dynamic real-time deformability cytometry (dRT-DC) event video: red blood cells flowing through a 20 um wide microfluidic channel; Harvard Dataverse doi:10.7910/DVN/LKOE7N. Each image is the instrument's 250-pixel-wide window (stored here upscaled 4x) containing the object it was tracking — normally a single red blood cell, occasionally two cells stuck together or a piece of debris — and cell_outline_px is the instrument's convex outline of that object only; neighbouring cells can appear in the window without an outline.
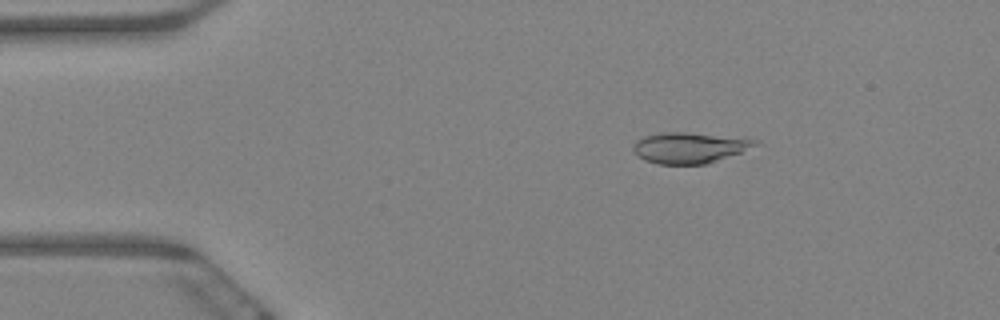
{"species": "Egyptian fruit bat (a non-hibernating species)", "species_latin": "Rousettus aegyptiacus", "temperature_condition": "warm", "stored_images_in_passage": 60, "camera_frame_rate_fps": 3000, "um_per_image_px": 0.085, "animal": {"sex": "female"}, "frame": {"image": 1, "passage_image": 10, "time_ms": 3.0, "image_size_px": [1000, 320], "cell_outline_px": [[760, 144], [740, 152], [708, 164], [660, 164], [644, 160], [632, 148], [636, 140], [644, 136], [664, 132], [688, 132], [756, 140]], "centroid_in_image_um": [58.58, 12.56], "position_along_channel_um": 26.4, "area_um2": 21.56}}
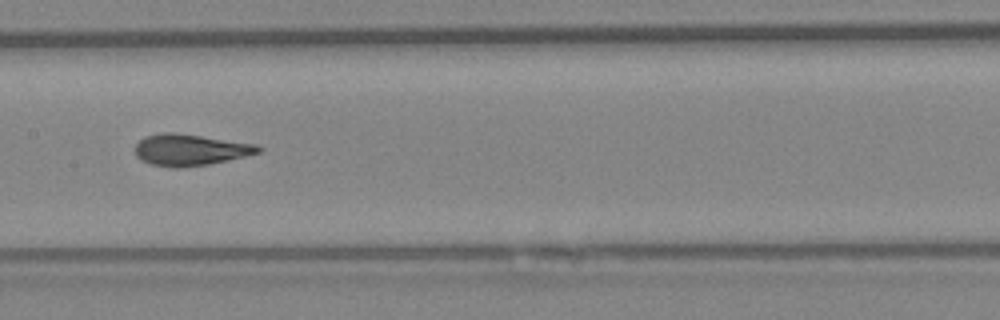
{"frame": {"image": 2, "passage_image": 30, "time_ms": 9.667, "image_size_px": [1000, 320], "cell_outline_px": [[264, 148], [260, 152], [228, 160], [208, 164], [180, 168], [172, 168], [152, 164], [140, 160], [136, 156], [136, 144], [144, 136], [164, 132], [172, 132], [256, 144]], "centroid_in_image_um": [16.15, 12.74], "position_along_channel_um": 191.3, "area_um2": 22.43}}
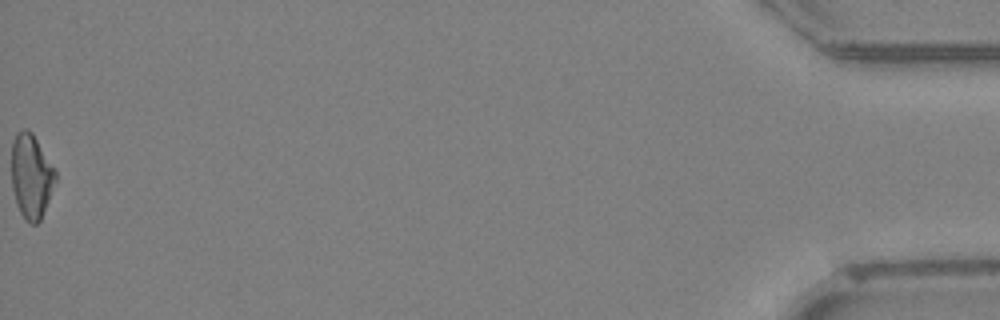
{"frame": {"image": 3, "passage_image": 60, "time_ms": 19.667, "image_size_px": [1000, 320], "cell_outline_px": [[56, 180], [40, 220], [36, 224], [28, 224], [20, 212], [16, 204], [12, 188], [12, 140], [16, 132], [24, 128], [28, 128], [32, 132], [56, 172]], "centroid_in_image_um": [2.63, 14.96], "position_along_channel_um": 432.6, "area_um2": 21.5}, "authors_computed_cell_mechanics": {"area_um2": 21.964, "velocity_mm_per_s": 3.4443, "shape_relaxation_time_tau1_ms": 6.3535, "shape_relaxation_time_tau2_ms": 2.0748, "deformation_change_tau1": 0.1821, "deformation_change_tau2": 0.0695}}